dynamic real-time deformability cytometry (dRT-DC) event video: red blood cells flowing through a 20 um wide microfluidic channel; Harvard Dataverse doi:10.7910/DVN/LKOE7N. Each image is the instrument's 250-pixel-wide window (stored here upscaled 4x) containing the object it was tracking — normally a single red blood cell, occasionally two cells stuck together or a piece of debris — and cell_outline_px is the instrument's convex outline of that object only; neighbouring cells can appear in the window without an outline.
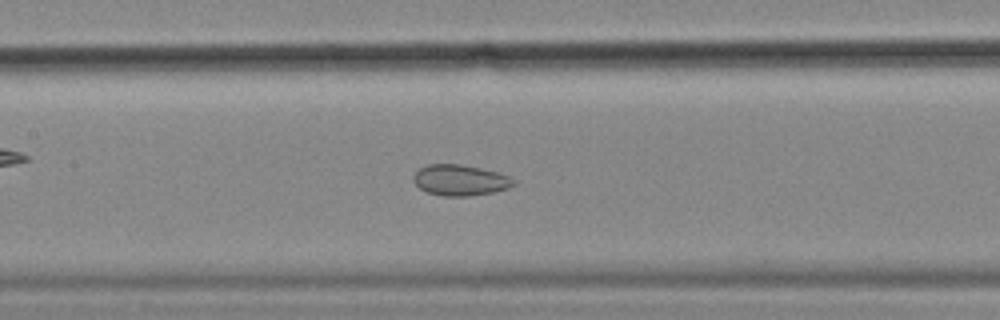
{"species": "common noctule bat (a hibernating species)", "species_latin": "Nyctalus noctula", "temperature_condition": "cold", "stored_images_in_passage": 57, "camera_frame_rate_fps": 3000, "um_per_image_px": 0.085, "animal": {"sex": "female", "body_mass_g": 18.4}, "frame": {"image": 1, "passage_image": 26, "time_ms": 8.333, "image_size_px": [1000, 320], "cell_outline_px": [[516, 184], [508, 188], [492, 192], [468, 196], [444, 196], [428, 192], [420, 188], [412, 180], [412, 176], [420, 168], [428, 164], [460, 164], [480, 168], [496, 172], [508, 176], [516, 180]], "centroid_in_image_um": [39.1, 15.31], "position_along_channel_um": 168.3, "area_um2": 17.92}}
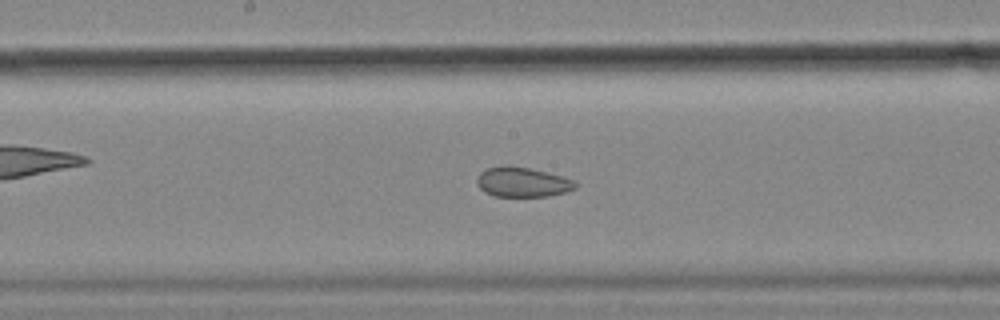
{"frame": {"image": 2, "passage_image": 29, "time_ms": 9.333, "image_size_px": [1000, 320], "cell_outline_px": [[580, 184], [576, 188], [564, 192], [548, 196], [492, 196], [484, 192], [476, 184], [476, 180], [480, 172], [488, 168], [504, 164], [508, 164], [528, 168], [564, 176], [576, 180]], "centroid_in_image_um": [44.42, 15.47], "position_along_channel_um": 203.8, "area_um2": 17.4}}
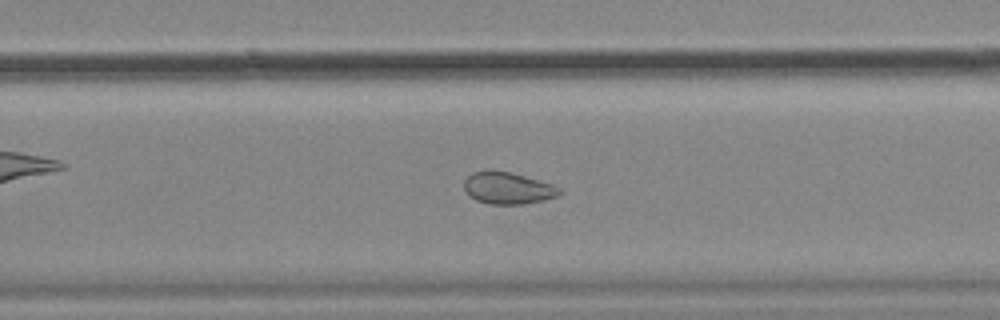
{"frame": {"image": 3, "passage_image": 36, "time_ms": 11.667, "image_size_px": [1000, 320], "cell_outline_px": [[564, 192], [556, 196], [544, 200], [524, 204], [488, 204], [476, 200], [468, 196], [464, 188], [464, 180], [472, 172], [508, 172], [524, 176], [552, 184], [564, 188]], "centroid_in_image_um": [43.2, 16.02], "position_along_channel_um": 286.6, "area_um2": 17.57}, "authors_computed_cell_mechanics": {"area_um2": 24.2182, "velocity_mm_per_s": 3.5737, "shape_relaxation_time_tau1_ms": null, "shape_relaxation_time_tau2_ms": 2.1749, "deformation_change_tau1": null, "deformation_change_tau2": 0.0764}}